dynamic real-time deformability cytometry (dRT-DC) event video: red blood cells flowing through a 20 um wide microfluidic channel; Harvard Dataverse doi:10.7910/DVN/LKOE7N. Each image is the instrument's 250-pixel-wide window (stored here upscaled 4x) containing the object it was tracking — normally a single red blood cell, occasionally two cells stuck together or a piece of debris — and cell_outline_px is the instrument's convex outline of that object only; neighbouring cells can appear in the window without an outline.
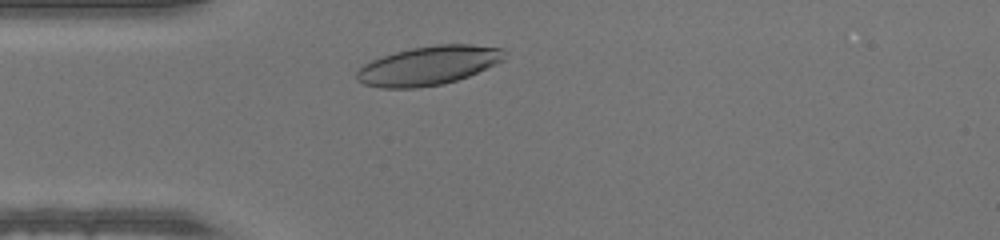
{"species": "human", "species_latin": "Homo sapiens", "temperature_condition": "warm", "stored_images_in_passage": 32, "camera_frame_rate_fps": 3000, "um_per_image_px": 0.085, "donor": {"sex": "male"}, "frame": {"image": 1, "passage_image": 5, "time_ms": 1.333, "image_size_px": [1000, 240], "cell_outline_px": [[508, 52], [496, 64], [468, 76], [444, 84], [416, 88], [380, 88], [364, 84], [356, 80], [356, 72], [364, 64], [372, 60], [396, 52], [412, 48], [436, 44], [472, 44], [504, 48]], "centroid_in_image_um": [36.43, 5.57], "position_along_channel_um": 48.6, "area_um2": 33.52}}
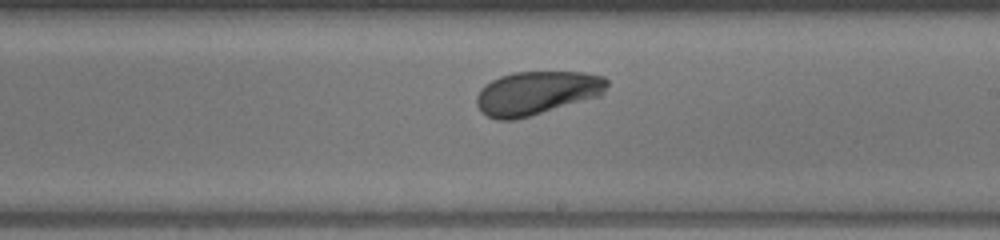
{"frame": {"image": 2, "passage_image": 20, "time_ms": 6.333, "image_size_px": [1000, 240], "cell_outline_px": [[608, 84], [604, 92], [600, 96], [516, 120], [496, 120], [480, 112], [476, 104], [476, 96], [480, 88], [492, 80], [500, 76], [516, 72], [584, 72], [604, 76], [608, 80]], "centroid_in_image_um": [45.61, 7.91], "position_along_channel_um": 243.4, "area_um2": 33.35}}
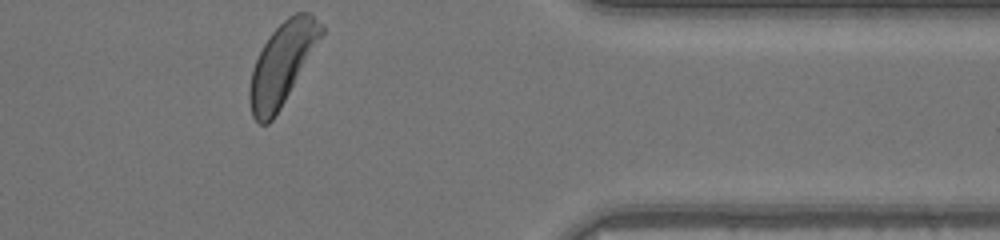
{"frame": {"image": 3, "passage_image": 32, "time_ms": 10.333, "image_size_px": [1000, 240], "cell_outline_px": [[324, 32], [280, 108], [272, 120], [268, 124], [260, 124], [252, 116], [248, 100], [248, 92], [252, 68], [268, 36], [288, 16], [296, 12], [308, 12], [324, 28]], "centroid_in_image_um": [23.94, 5.44], "position_along_channel_um": 387.5, "area_um2": 33.35}}